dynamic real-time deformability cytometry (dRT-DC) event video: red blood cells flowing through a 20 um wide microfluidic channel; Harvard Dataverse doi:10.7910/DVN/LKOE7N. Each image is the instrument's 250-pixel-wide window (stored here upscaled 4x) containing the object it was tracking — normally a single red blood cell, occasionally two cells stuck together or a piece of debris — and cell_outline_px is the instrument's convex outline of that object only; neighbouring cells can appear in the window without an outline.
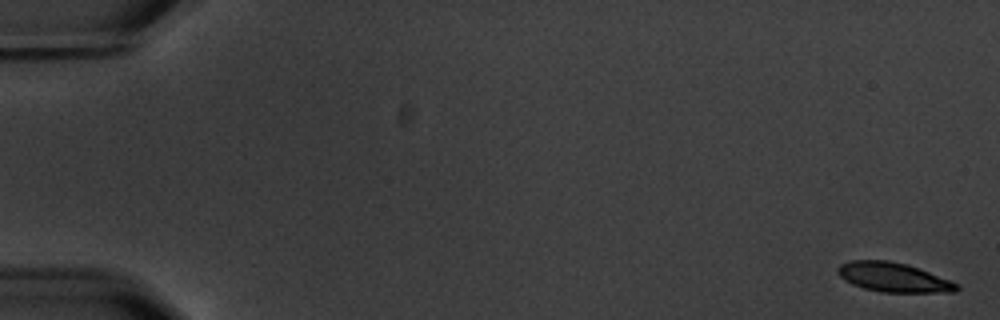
{"species": "common noctule bat (a hibernating species)", "species_latin": "Nyctalus noctula", "temperature_condition": "warm", "stored_images_in_passage": 5, "camera_frame_rate_fps": 3000, "um_per_image_px": 0.085, "animal": {"sex": "male", "body_mass_g": 20.1, "forearm_length_mm": 53.5}, "frame": {"image": 1, "passage_image": 1, "time_ms": 0.0, "image_size_px": [1000, 320], "cell_outline_px": [[960, 288], [956, 292], [880, 292], [864, 288], [852, 284], [844, 280], [836, 272], [836, 268], [840, 264], [852, 260], [888, 260], [908, 264], [960, 284]], "centroid_in_image_um": [75.93, 23.57], "position_along_channel_um": 9.1, "area_um2": 20.46}}
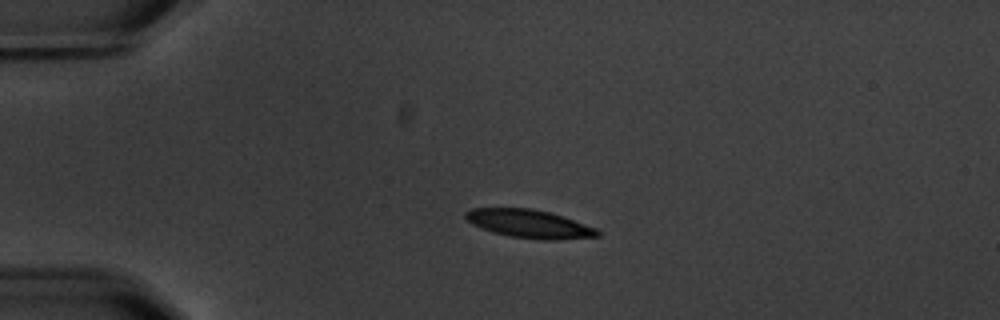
{"frame": {"image": 2, "passage_image": 4, "time_ms": 4.333, "image_size_px": [1000, 320], "cell_outline_px": [[600, 236], [556, 240], [540, 240], [508, 236], [492, 232], [480, 228], [472, 224], [464, 216], [464, 212], [472, 208], [532, 208], [548, 212], [596, 228], [600, 232]], "centroid_in_image_um": [44.94, 19.03], "position_along_channel_um": 40.1, "area_um2": 21.68}}